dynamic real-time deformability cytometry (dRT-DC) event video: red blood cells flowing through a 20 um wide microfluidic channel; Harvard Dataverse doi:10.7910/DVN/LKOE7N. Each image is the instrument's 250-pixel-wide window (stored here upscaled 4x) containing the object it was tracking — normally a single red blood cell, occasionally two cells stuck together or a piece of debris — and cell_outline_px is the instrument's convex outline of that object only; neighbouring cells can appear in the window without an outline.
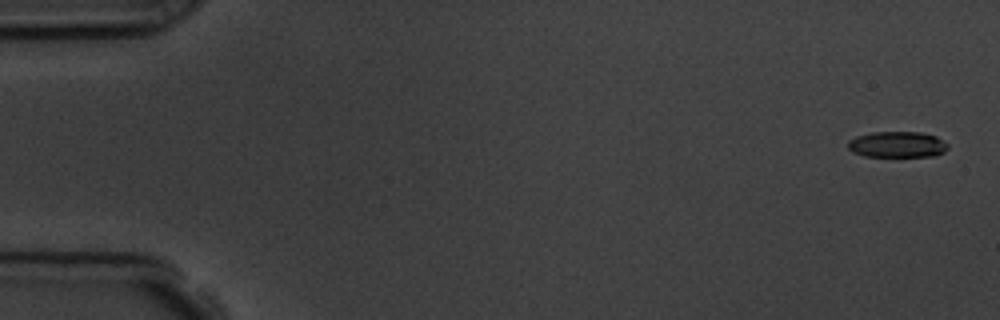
{"species": "common noctule bat (a hibernating species)", "species_latin": "Nyctalus noctula", "temperature_condition": "room temperature", "stored_images_in_passage": 6, "camera_frame_rate_fps": 3000, "um_per_image_px": 0.085, "animal": {"sex": "male", "body_mass_g": 19.5, "forearm_length_mm": 54.6}, "frame": {"image": 1, "passage_image": 1, "time_ms": 0.0, "image_size_px": [1000, 320], "cell_outline_px": [[948, 148], [944, 152], [936, 156], [864, 156], [852, 152], [848, 148], [848, 140], [856, 136], [872, 132], [920, 132], [936, 136], [948, 144]], "centroid_in_image_um": [76.26, 12.28], "position_along_channel_um": 8.7, "area_um2": 15.2}}
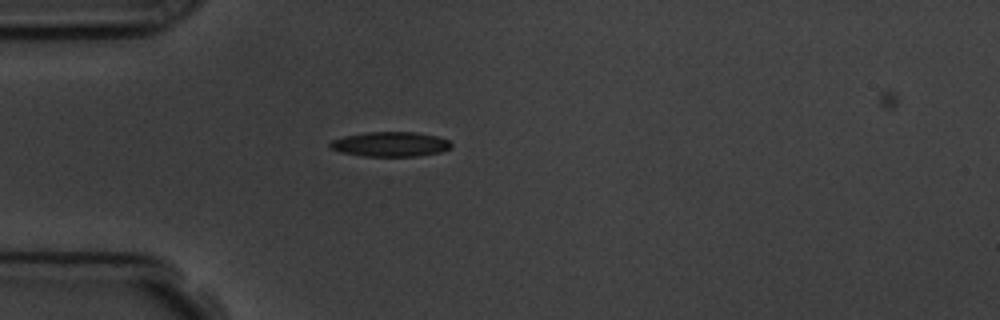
{"frame": {"image": 2, "passage_image": 5, "time_ms": 4.667, "image_size_px": [1000, 320], "cell_outline_px": [[452, 148], [440, 152], [416, 156], [364, 156], [340, 152], [328, 148], [328, 144], [332, 140], [344, 136], [364, 132], [416, 132], [436, 136], [448, 140], [452, 144]], "centroid_in_image_um": [33.15, 12.25], "position_along_channel_um": 51.8, "area_um2": 17.57}}